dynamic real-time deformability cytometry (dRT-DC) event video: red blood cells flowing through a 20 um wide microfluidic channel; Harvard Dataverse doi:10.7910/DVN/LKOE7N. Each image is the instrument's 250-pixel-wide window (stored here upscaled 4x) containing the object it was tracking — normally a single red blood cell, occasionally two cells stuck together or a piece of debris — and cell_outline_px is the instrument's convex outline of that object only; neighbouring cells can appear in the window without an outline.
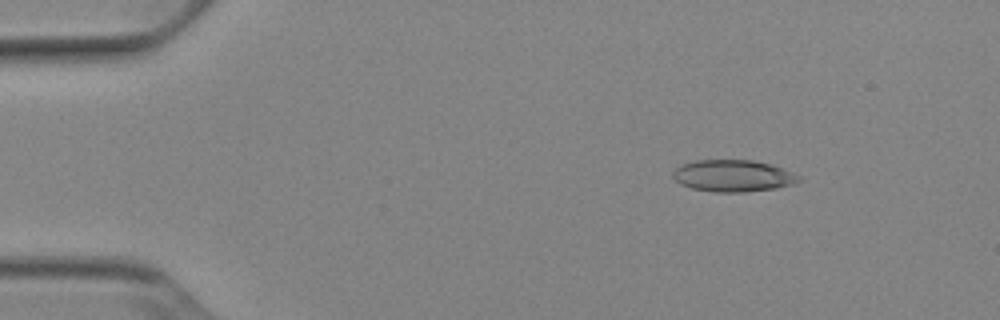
{"species": "Egyptian fruit bat (a non-hibernating species)", "species_latin": "Rousettus aegyptiacus", "temperature_condition": "cold", "stored_images_in_passage": 46, "camera_frame_rate_fps": 3000, "um_per_image_px": 0.085, "animal": {"sex": "female"}, "frame": {"image": 1, "passage_image": 1, "time_ms": 0.0, "image_size_px": [1000, 320], "cell_outline_px": [[804, 180], [796, 184], [776, 188], [744, 192], [716, 192], [692, 188], [680, 184], [672, 176], [672, 172], [680, 164], [696, 160], [752, 160], [772, 164], [792, 172], [800, 176]], "centroid_in_image_um": [62.34, 14.94], "position_along_channel_um": 22.7, "area_um2": 23.58}}
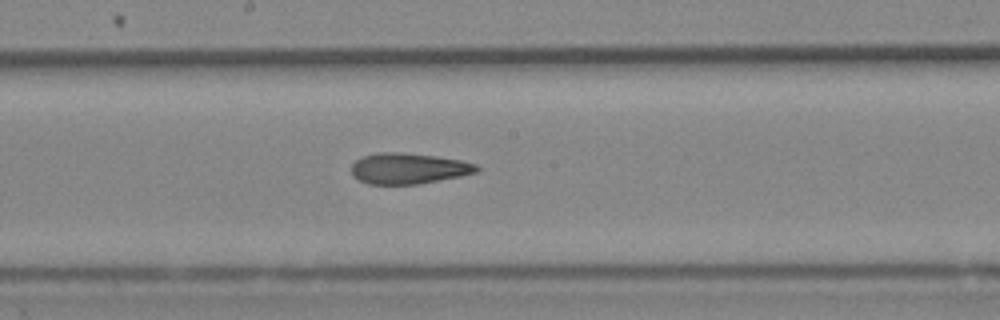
{"frame": {"image": 2, "passage_image": 22, "time_ms": 7.0, "image_size_px": [1000, 320], "cell_outline_px": [[480, 168], [476, 172], [460, 176], [420, 184], [368, 184], [352, 176], [352, 164], [356, 160], [364, 156], [376, 152], [400, 152], [436, 156], [460, 160], [476, 164]], "centroid_in_image_um": [34.71, 14.32], "position_along_channel_um": 213.5, "area_um2": 22.48}}
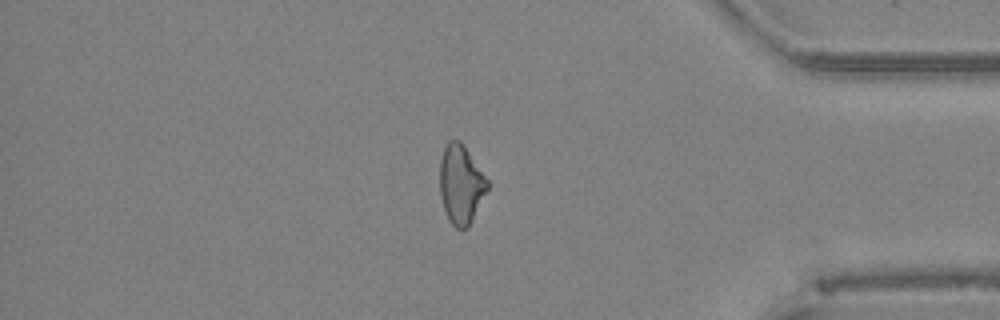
{"frame": {"image": 3, "passage_image": 38, "time_ms": 12.333, "image_size_px": [1000, 320], "cell_outline_px": [[488, 188], [468, 228], [456, 228], [448, 220], [440, 196], [440, 160], [444, 148], [448, 140], [460, 140], [488, 180]], "centroid_in_image_um": [39.16, 15.67], "position_along_channel_um": 396.0, "area_um2": 21.68}, "authors_computed_cell_mechanics": {"area_um2": 22.831, "velocity_mm_per_s": 3.9041, "shape_relaxation_time_tau1_ms": null, "shape_relaxation_time_tau2_ms": 3.6965, "deformation_change_tau1": null, "deformation_change_tau2": 0.1307}}